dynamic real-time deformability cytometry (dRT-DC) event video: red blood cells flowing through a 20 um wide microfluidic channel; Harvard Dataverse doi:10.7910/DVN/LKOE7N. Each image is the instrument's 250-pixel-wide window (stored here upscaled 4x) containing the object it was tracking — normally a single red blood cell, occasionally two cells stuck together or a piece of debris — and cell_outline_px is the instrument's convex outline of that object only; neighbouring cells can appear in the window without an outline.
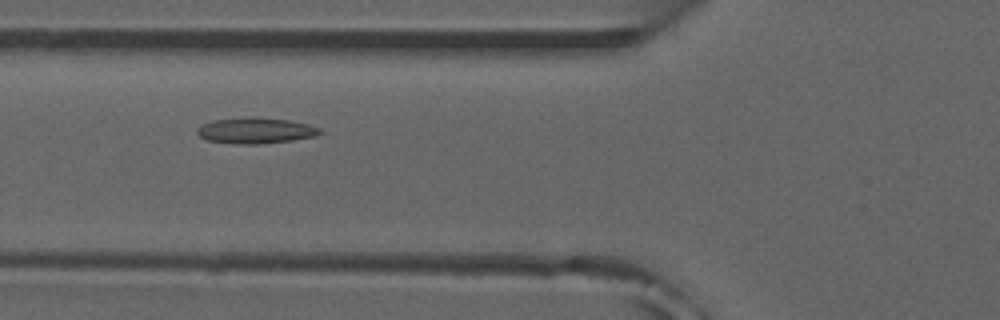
{"species": "common noctule bat (a hibernating species)", "species_latin": "Nyctalus noctula", "temperature_condition": "room temperature", "stored_images_in_passage": 38, "camera_frame_rate_fps": 3000, "um_per_image_px": 0.085, "animal": {"sex": "male", "forearm_length_mm": 52.5}, "frame": {"image": 1, "passage_image": 6, "time_ms": 1.667, "image_size_px": [1000, 320], "cell_outline_px": [[324, 132], [316, 136], [292, 140], [260, 144], [236, 144], [208, 140], [200, 136], [196, 132], [196, 128], [212, 120], [252, 116], [288, 120], [308, 124], [320, 128]], "centroid_in_image_um": [21.74, 11.09], "position_along_channel_um": 104.1, "area_um2": 18.61}}